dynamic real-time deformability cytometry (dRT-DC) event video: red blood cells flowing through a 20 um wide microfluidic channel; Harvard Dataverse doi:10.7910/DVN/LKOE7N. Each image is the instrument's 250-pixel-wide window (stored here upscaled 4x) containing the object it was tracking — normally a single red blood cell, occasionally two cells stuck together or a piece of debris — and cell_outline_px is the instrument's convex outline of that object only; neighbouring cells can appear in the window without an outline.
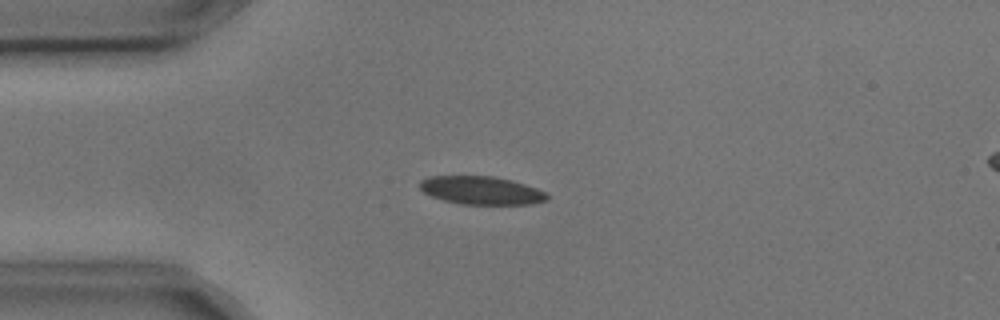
{"species": "common noctule bat (a hibernating species)", "species_latin": "Nyctalus noctula", "temperature_condition": "cold", "stored_images_in_passage": 3, "camera_frame_rate_fps": 3000, "um_per_image_px": 0.085, "animal": {"sex": "male", "body_mass_g": 17.9, "forearm_length_mm": 54.2}, "frame": {"image": 1, "passage_image": 2, "time_ms": 0.333, "image_size_px": [1000, 320], "cell_outline_px": [[548, 200], [532, 204], [460, 204], [444, 200], [432, 196], [424, 192], [420, 188], [420, 180], [428, 176], [492, 176], [512, 180], [536, 188], [544, 192], [548, 196]], "centroid_in_image_um": [40.9, 16.18], "position_along_channel_um": 44.1, "area_um2": 20.81}}